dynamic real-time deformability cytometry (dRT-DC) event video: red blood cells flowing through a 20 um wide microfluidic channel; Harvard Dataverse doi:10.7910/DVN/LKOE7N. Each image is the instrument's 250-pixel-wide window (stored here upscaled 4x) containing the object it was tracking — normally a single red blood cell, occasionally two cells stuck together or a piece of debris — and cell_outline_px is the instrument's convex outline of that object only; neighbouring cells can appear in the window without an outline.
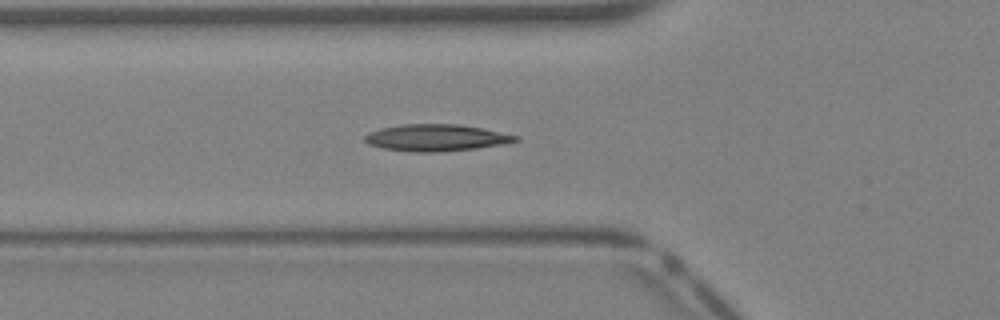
{"species": "Egyptian fruit bat (a non-hibernating species)", "species_latin": "Rousettus aegyptiacus", "temperature_condition": "warm", "stored_images_in_passage": 40, "camera_frame_rate_fps": 3000, "um_per_image_px": 0.085, "animal": {"sex": "female"}, "frame": {"image": 1, "passage_image": 14, "time_ms": 4.333, "image_size_px": [1000, 320], "cell_outline_px": [[520, 140], [508, 144], [476, 148], [440, 152], [412, 152], [384, 148], [368, 144], [364, 140], [364, 136], [368, 132], [380, 128], [404, 124], [456, 124], [480, 128], [520, 136]], "centroid_in_image_um": [37.09, 11.71], "position_along_channel_um": 88.7, "area_um2": 23.58}}
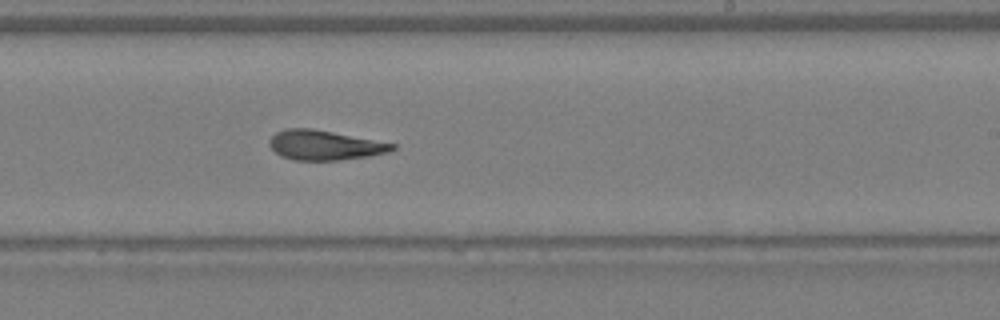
{"frame": {"image": 2, "passage_image": 24, "time_ms": 7.667, "image_size_px": [1000, 320], "cell_outline_px": [[396, 148], [388, 152], [368, 156], [340, 160], [296, 160], [280, 156], [268, 144], [268, 140], [276, 132], [288, 128], [312, 128], [396, 144]], "centroid_in_image_um": [27.57, 12.34], "position_along_channel_um": 261.4, "area_um2": 21.15}}
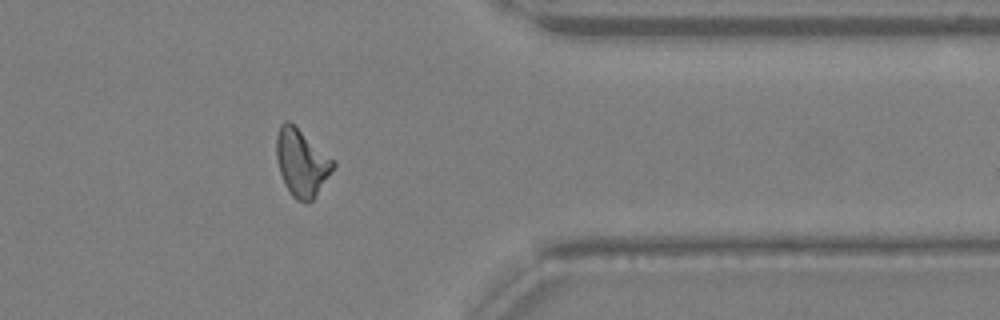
{"frame": {"image": 3, "passage_image": 32, "time_ms": 10.333, "image_size_px": [1000, 320], "cell_outline_px": [[336, 164], [312, 200], [296, 200], [292, 196], [284, 184], [280, 172], [276, 156], [276, 136], [280, 124], [284, 120], [288, 120], [336, 160]], "centroid_in_image_um": [25.62, 13.78], "position_along_channel_um": 385.8, "area_um2": 21.96}}